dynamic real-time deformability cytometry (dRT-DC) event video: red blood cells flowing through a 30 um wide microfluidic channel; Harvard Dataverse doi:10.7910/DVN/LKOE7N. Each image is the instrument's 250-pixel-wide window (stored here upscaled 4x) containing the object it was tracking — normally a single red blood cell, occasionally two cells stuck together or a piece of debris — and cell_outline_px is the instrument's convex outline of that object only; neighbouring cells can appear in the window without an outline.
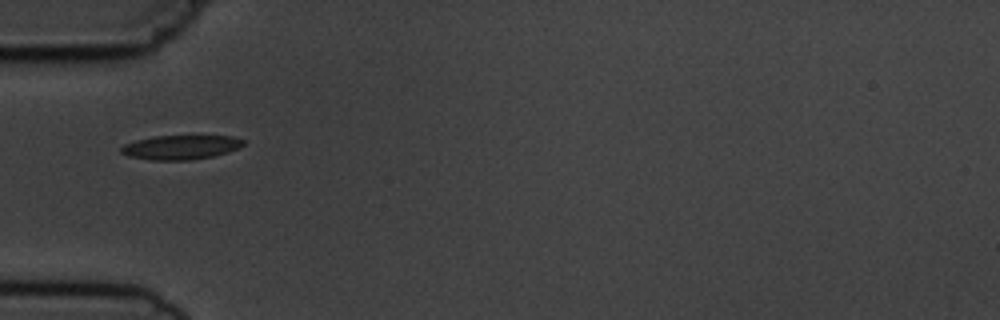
{"species": "common noctule bat (a hibernating species)", "species_latin": "Nyctalus noctula", "temperature_condition": "cold", "stored_images_in_passage": 3, "camera_frame_rate_fps": 3000, "um_per_image_px": 0.085, "animal": {"sex": "male", "body_mass_g": 19.5, "forearm_length_mm": 54.6}, "frame": {"image": 1, "passage_image": 1, "time_ms": 0.0, "image_size_px": [1000, 320], "cell_outline_px": [[244, 144], [240, 148], [228, 152], [212, 156], [192, 160], [148, 160], [128, 156], [120, 152], [120, 148], [124, 144], [136, 140], [156, 136], [232, 136], [244, 140]], "centroid_in_image_um": [15.36, 12.52], "position_along_channel_um": 69.6, "area_um2": 17.34}}
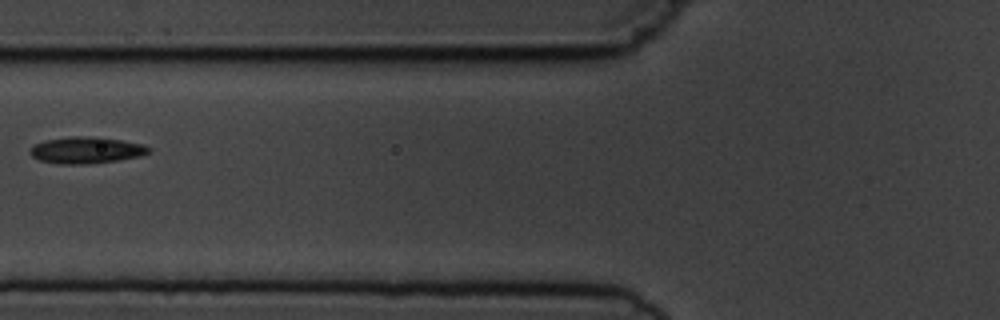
{"frame": {"image": 2, "passage_image": 2, "time_ms": 1.333, "image_size_px": [1000, 320], "cell_outline_px": [[152, 148], [148, 152], [140, 156], [116, 160], [84, 164], [60, 164], [40, 160], [32, 156], [28, 152], [32, 144], [44, 140], [68, 136], [100, 136], [144, 144]], "centroid_in_image_um": [7.3, 12.74], "position_along_channel_um": 118.5, "area_um2": 18.61}}
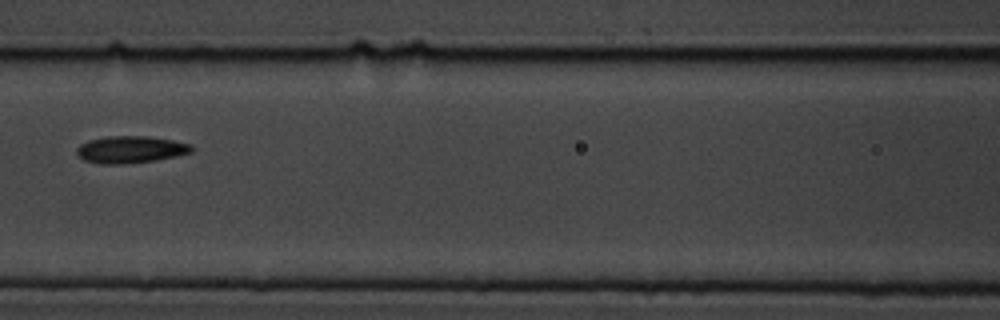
{"frame": {"image": 3, "passage_image": 3, "time_ms": 2.333, "image_size_px": [1000, 320], "cell_outline_px": [[192, 152], [176, 156], [156, 160], [116, 164], [100, 164], [84, 160], [76, 152], [76, 148], [80, 144], [88, 140], [108, 136], [148, 136], [172, 140], [192, 144]], "centroid_in_image_um": [11.09, 12.7], "position_along_channel_um": 155.5, "area_um2": 18.03}}